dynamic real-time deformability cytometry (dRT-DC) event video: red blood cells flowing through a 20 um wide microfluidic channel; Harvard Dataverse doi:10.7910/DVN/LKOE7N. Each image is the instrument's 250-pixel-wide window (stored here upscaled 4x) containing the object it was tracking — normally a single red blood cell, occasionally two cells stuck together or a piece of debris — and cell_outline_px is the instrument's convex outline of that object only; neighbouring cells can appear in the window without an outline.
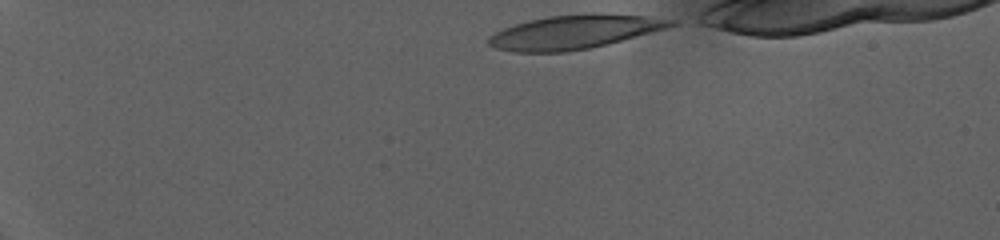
{"species": "human", "species_latin": "Homo sapiens", "temperature_condition": "warm", "stored_images_in_passage": 51, "camera_frame_rate_fps": 3000, "um_per_image_px": 0.085, "donor": {"sex": "female"}, "frame": {"image": 1, "passage_image": 1, "time_ms": 0.0, "image_size_px": [1000, 240], "cell_outline_px": [[680, 24], [668, 28], [588, 48], [564, 52], [512, 52], [496, 48], [488, 44], [488, 36], [504, 28], [516, 24], [548, 16], [644, 16], [680, 20]], "centroid_in_image_um": [48.79, 2.76], "position_along_channel_um": 36.2, "area_um2": 34.51}}
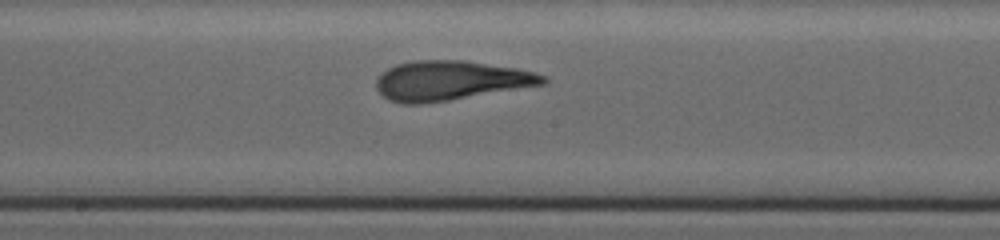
{"frame": {"image": 2, "passage_image": 30, "time_ms": 9.667, "image_size_px": [1000, 240], "cell_outline_px": [[548, 80], [544, 84], [448, 100], [420, 104], [404, 104], [388, 100], [376, 88], [376, 80], [388, 68], [396, 64], [416, 60], [460, 60], [516, 68], [536, 72], [548, 76]], "centroid_in_image_um": [38.29, 6.85], "position_along_channel_um": 209.9, "area_um2": 38.09}}
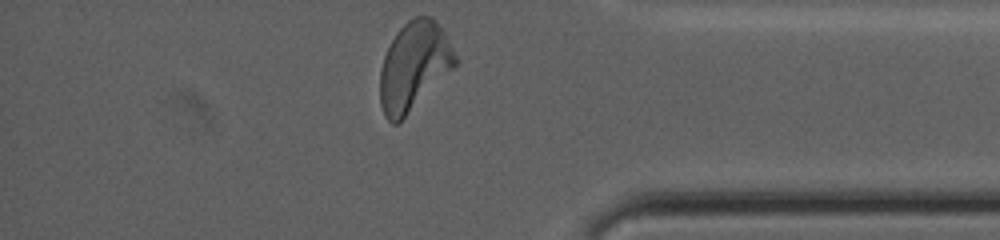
{"frame": {"image": 3, "passage_image": 51, "time_ms": 16.667, "image_size_px": [1000, 240], "cell_outline_px": [[460, 64], [396, 124], [392, 124], [384, 116], [380, 104], [380, 68], [384, 56], [396, 32], [408, 20], [416, 16], [432, 16], [444, 28], [460, 60]], "centroid_in_image_um": [35.24, 5.59], "position_along_channel_um": 400.0, "area_um2": 39.42}}